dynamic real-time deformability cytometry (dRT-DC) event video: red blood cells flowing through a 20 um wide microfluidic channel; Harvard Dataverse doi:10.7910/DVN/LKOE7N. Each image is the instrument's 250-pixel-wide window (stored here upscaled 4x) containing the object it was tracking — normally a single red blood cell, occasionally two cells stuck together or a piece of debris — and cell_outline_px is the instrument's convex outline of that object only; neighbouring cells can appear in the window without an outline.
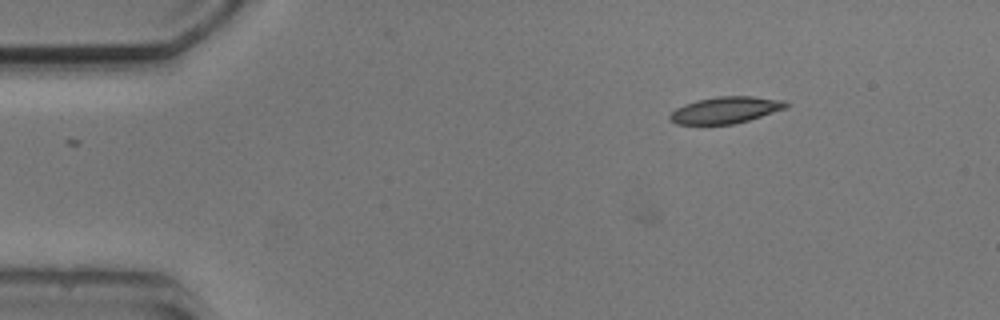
{"species": "common noctule bat (a hibernating species)", "species_latin": "Nyctalus noctula", "temperature_condition": "cold", "stored_images_in_passage": 5, "camera_frame_rate_fps": 3000, "um_per_image_px": 0.085, "animal": {"sex": "male", "body_mass_g": 20.5, "forearm_length_mm": 52.5}, "frame": {"image": 1, "passage_image": 3, "time_ms": 2.333, "image_size_px": [1000, 320], "cell_outline_px": [[792, 104], [788, 108], [748, 120], [732, 124], [676, 124], [668, 116], [676, 108], [684, 104], [696, 100], [716, 96], [752, 96], [784, 100]], "centroid_in_image_um": [61.72, 9.34], "position_along_channel_um": 23.3, "area_um2": 18.09}}